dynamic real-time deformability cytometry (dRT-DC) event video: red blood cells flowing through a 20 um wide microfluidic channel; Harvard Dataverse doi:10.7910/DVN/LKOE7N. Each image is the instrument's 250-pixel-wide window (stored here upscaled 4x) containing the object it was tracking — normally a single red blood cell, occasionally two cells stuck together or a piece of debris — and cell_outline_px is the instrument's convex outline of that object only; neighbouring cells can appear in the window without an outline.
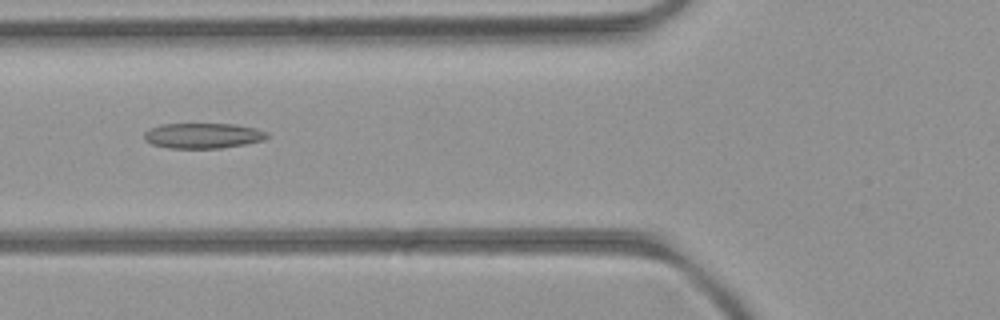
{"species": "common noctule bat (a hibernating species)", "species_latin": "Nyctalus noctula", "temperature_condition": "room temperature", "stored_images_in_passage": 38, "camera_frame_rate_fps": 3000, "um_per_image_px": 0.085, "animal": {"sex": "female", "body_mass_g": 21.9}, "frame": {"image": 1, "passage_image": 9, "time_ms": 2.667, "image_size_px": [1000, 320], "cell_outline_px": [[268, 136], [264, 140], [244, 144], [220, 148], [168, 148], [152, 144], [144, 140], [144, 132], [160, 124], [236, 124], [256, 128], [268, 132]], "centroid_in_image_um": [17.25, 11.53], "position_along_channel_um": 108.5, "area_um2": 18.15}}
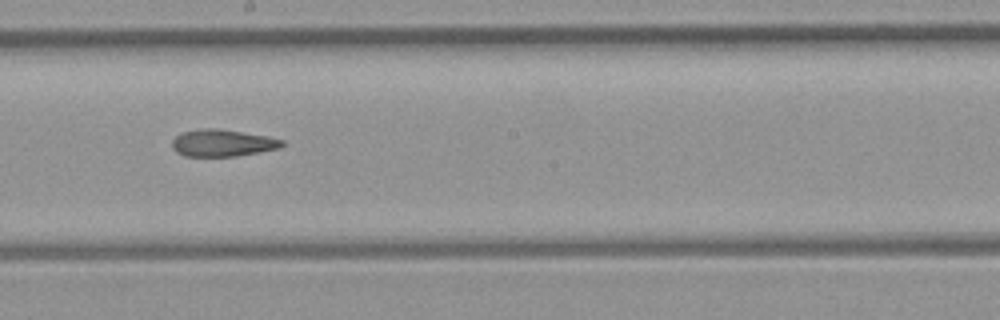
{"frame": {"image": 2, "passage_image": 18, "time_ms": 5.667, "image_size_px": [1000, 320], "cell_outline_px": [[284, 144], [280, 148], [260, 152], [236, 156], [184, 156], [176, 152], [172, 148], [172, 140], [180, 132], [200, 128], [220, 128], [268, 136], [284, 140]], "centroid_in_image_um": [18.9, 12.14], "position_along_channel_um": 229.3, "area_um2": 17.57}}
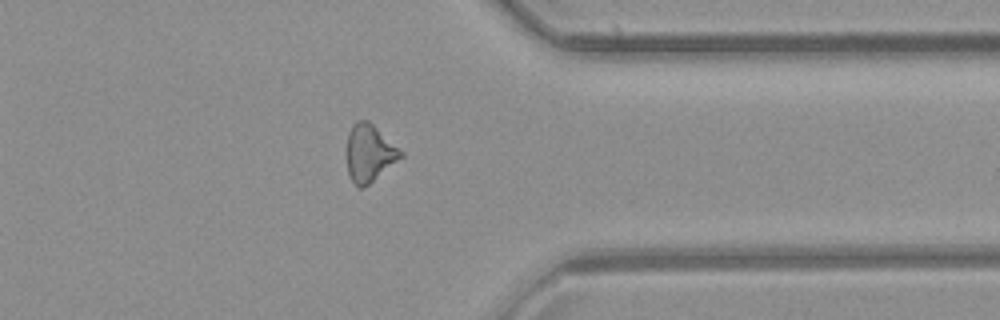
{"frame": {"image": 3, "passage_image": 30, "time_ms": 9.667, "image_size_px": [1000, 320], "cell_outline_px": [[404, 156], [368, 184], [360, 188], [352, 180], [348, 172], [348, 136], [352, 124], [356, 120], [368, 120], [400, 148], [404, 152]], "centroid_in_image_um": [31.43, 12.98], "position_along_channel_um": 380.0, "area_um2": 17.69}}